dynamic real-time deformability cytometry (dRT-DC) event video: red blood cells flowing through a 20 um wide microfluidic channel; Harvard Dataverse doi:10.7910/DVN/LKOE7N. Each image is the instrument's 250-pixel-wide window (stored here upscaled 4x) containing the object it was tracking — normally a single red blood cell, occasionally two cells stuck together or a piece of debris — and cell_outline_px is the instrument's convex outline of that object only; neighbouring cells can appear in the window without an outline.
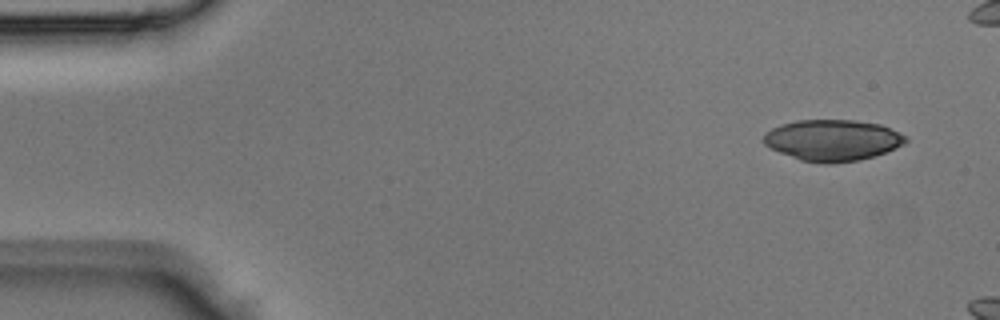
{"species": "Egyptian fruit bat (a non-hibernating species)", "species_latin": "Rousettus aegyptiacus", "temperature_condition": "room temperature", "stored_images_in_passage": 3, "camera_frame_rate_fps": 3000, "um_per_image_px": 0.085, "animal": {"sex": "male"}, "frame": {"image": 1, "passage_image": 1, "time_ms": 0.0, "image_size_px": [1000, 320], "cell_outline_px": [[908, 140], [904, 144], [884, 152], [860, 160], [828, 164], [824, 164], [800, 160], [780, 152], [764, 144], [764, 136], [772, 128], [780, 124], [796, 120], [852, 120], [880, 124], [900, 132], [908, 136]], "centroid_in_image_um": [70.79, 11.91], "position_along_channel_um": 14.2, "area_um2": 33.99}}